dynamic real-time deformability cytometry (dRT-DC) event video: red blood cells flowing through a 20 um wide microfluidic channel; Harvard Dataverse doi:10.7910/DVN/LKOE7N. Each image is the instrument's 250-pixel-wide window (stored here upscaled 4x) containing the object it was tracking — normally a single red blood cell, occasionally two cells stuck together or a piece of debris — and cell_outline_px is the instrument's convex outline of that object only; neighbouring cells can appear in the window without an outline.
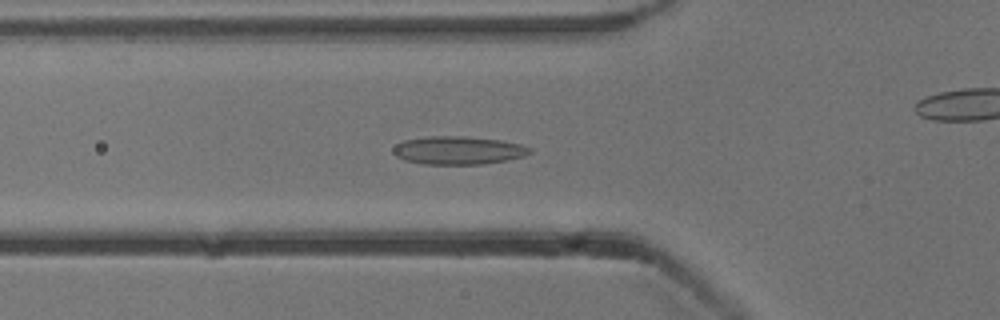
{"species": "common noctule bat (a hibernating species)", "species_latin": "Nyctalus noctula", "temperature_condition": "cold", "stored_images_in_passage": 55, "camera_frame_rate_fps": 3000, "um_per_image_px": 0.085, "animal": {"sex": "male", "body_mass_g": 13.3}, "frame": {"image": 1, "passage_image": 19, "time_ms": 6.0, "image_size_px": [1000, 320], "cell_outline_px": [[532, 152], [524, 156], [484, 164], [424, 164], [404, 160], [396, 156], [392, 152], [392, 148], [396, 144], [404, 140], [428, 136], [464, 136], [500, 140], [520, 144], [532, 148]], "centroid_in_image_um": [38.92, 12.77], "position_along_channel_um": 86.9, "area_um2": 22.43}}
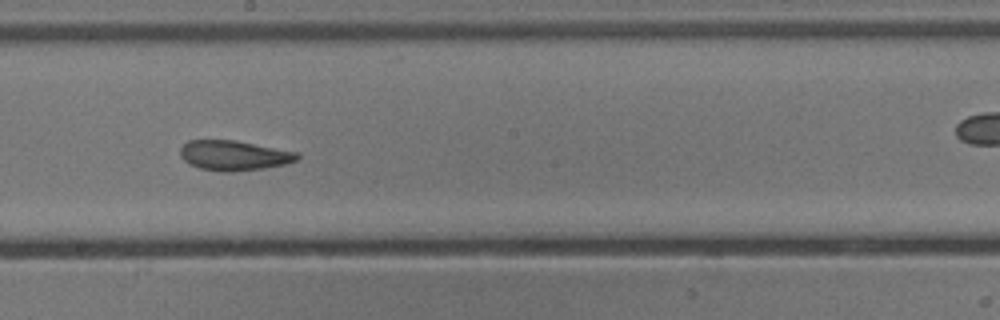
{"frame": {"image": 2, "passage_image": 30, "time_ms": 9.667, "image_size_px": [1000, 320], "cell_outline_px": [[300, 156], [296, 160], [284, 164], [264, 168], [232, 172], [224, 172], [200, 168], [188, 164], [180, 156], [180, 148], [188, 140], [236, 140], [300, 152]], "centroid_in_image_um": [19.89, 13.21], "position_along_channel_um": 228.3, "area_um2": 20.58}}
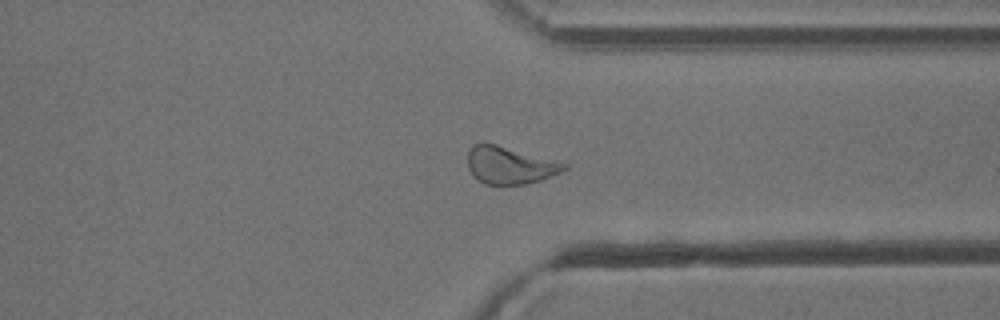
{"frame": {"image": 3, "passage_image": 41, "time_ms": 13.333, "image_size_px": [1000, 320], "cell_outline_px": [[568, 168], [560, 172], [540, 180], [524, 184], [484, 184], [468, 168], [468, 152], [472, 144], [484, 140], [556, 160], [568, 164]], "centroid_in_image_um": [43.32, 13.99], "position_along_channel_um": 368.1, "area_um2": 21.15}, "authors_computed_cell_mechanics": {"area_um2": 22.3108, "velocity_mm_per_s": 3.8348, "shape_relaxation_time_tau1_ms": null, "shape_relaxation_time_tau2_ms": 3.3839, "deformation_change_tau1": null, "deformation_change_tau2": 0.1058}}